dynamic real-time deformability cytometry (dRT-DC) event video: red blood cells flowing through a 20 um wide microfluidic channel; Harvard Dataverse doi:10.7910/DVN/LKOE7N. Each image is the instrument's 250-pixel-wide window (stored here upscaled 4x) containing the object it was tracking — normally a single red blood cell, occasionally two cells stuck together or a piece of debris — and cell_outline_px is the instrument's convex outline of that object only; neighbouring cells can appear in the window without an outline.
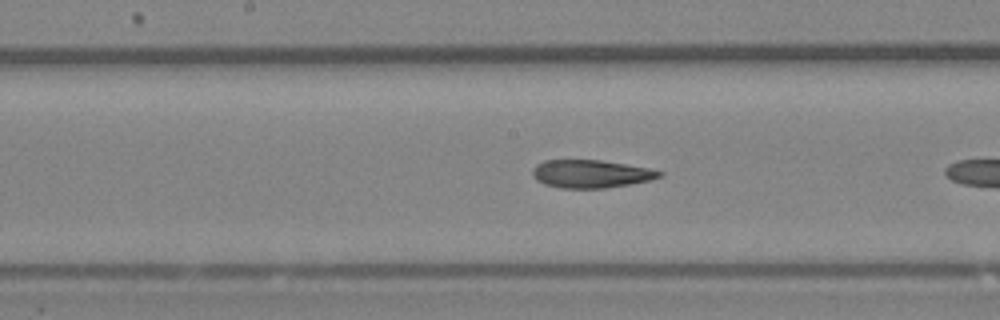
{"species": "Egyptian fruit bat (a non-hibernating species)", "species_latin": "Rousettus aegyptiacus", "temperature_condition": "room temperature", "stored_images_in_passage": 13, "camera_frame_rate_fps": 3000, "um_per_image_px": 0.085, "animal": {"sex": "female"}, "frame": {"image": 1, "passage_image": 11, "time_ms": 3.333, "image_size_px": [1000, 320], "cell_outline_px": [[664, 176], [632, 184], [604, 188], [560, 188], [544, 184], [536, 180], [532, 176], [532, 168], [536, 164], [544, 160], [600, 160], [648, 168], [664, 172]], "centroid_in_image_um": [50.2, 14.78], "position_along_channel_um": 198.0, "area_um2": 20.75}}